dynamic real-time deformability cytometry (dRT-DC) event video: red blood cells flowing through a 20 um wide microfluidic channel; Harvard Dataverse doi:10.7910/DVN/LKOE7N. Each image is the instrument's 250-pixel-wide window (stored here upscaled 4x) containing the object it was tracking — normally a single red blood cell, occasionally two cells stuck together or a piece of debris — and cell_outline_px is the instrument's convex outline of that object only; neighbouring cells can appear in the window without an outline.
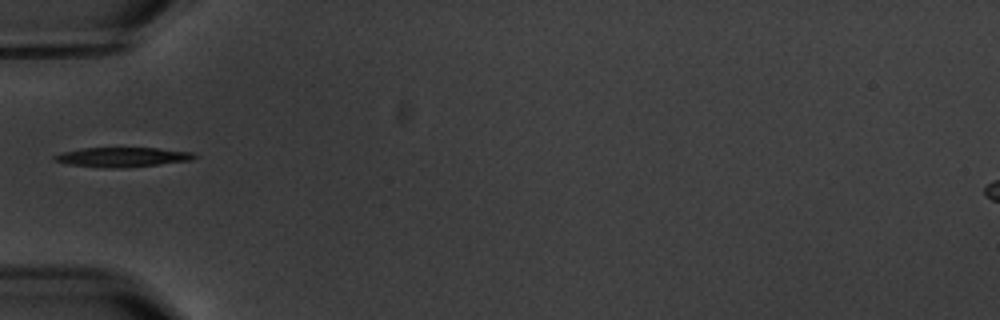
{"species": "common noctule bat (a hibernating species)", "species_latin": "Nyctalus noctula", "temperature_condition": "warm", "stored_images_in_passage": 1, "camera_frame_rate_fps": 3000, "um_per_image_px": 0.085, "animal": {"sex": "male", "body_mass_g": 20.1, "forearm_length_mm": 53.5}, "frame": {"image": 1, "passage_image": 1, "time_ms": 0.0, "image_size_px": [1000, 320], "cell_outline_px": [[196, 156], [192, 160], [156, 164], [116, 168], [112, 168], [68, 164], [52, 160], [52, 156], [64, 152], [80, 148], [156, 148], [196, 152]], "centroid_in_image_um": [10.39, 13.34], "position_along_channel_um": 74.6, "area_um2": 15.72}}